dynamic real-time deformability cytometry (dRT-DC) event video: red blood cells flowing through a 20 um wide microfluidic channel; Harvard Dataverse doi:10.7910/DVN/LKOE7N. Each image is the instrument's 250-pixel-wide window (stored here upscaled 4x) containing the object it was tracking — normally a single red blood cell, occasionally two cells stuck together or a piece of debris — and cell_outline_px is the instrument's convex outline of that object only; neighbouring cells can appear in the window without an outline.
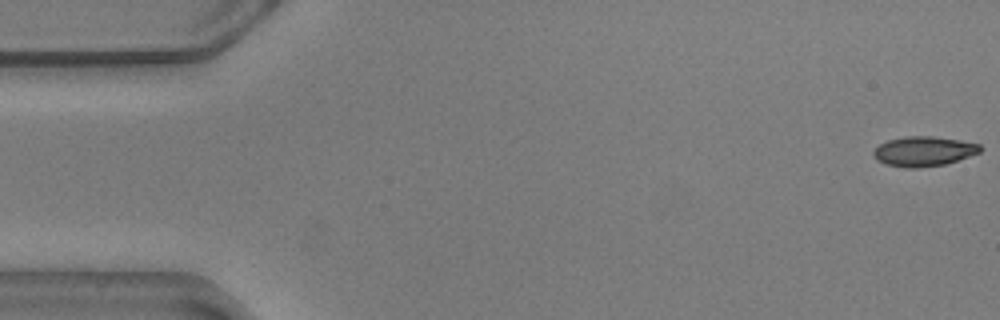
{"species": "common noctule bat (a hibernating species)", "species_latin": "Nyctalus noctula", "temperature_condition": "warm", "stored_images_in_passage": 10, "camera_frame_rate_fps": 3000, "um_per_image_px": 0.085, "animal": {"sex": "male", "body_mass_g": 20.5, "forearm_length_mm": 52.5}, "frame": {"image": 1, "passage_image": 1, "time_ms": 0.0, "image_size_px": [1000, 320], "cell_outline_px": [[980, 152], [944, 164], [916, 168], [908, 168], [888, 164], [876, 160], [872, 156], [872, 152], [880, 144], [888, 140], [904, 136], [932, 136], [960, 140], [980, 144]], "centroid_in_image_um": [78.47, 12.85], "position_along_channel_um": 6.5, "area_um2": 18.32}}